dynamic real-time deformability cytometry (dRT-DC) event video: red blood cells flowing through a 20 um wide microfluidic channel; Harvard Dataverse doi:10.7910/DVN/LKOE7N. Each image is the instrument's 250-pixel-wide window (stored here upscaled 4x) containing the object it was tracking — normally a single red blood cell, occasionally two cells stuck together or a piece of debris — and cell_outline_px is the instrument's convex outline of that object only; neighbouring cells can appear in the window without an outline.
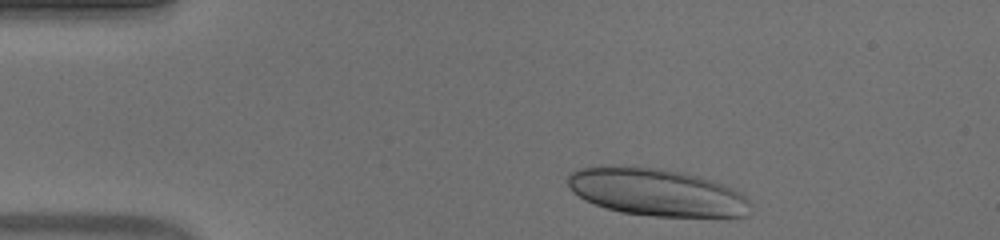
{"species": "human", "species_latin": "Homo sapiens", "temperature_condition": "warm", "stored_images_in_passage": 44, "camera_frame_rate_fps": 3000, "um_per_image_px": 0.085, "donor": {"sex": "male"}, "frame": {"image": 1, "passage_image": 1, "time_ms": 0.0, "image_size_px": [1000, 240], "cell_outline_px": [[748, 216], [656, 216], [620, 212], [584, 200], [572, 192], [568, 184], [568, 172], [580, 168], [652, 168], [684, 172], [700, 176], [724, 184], [740, 192], [748, 200]], "centroid_in_image_um": [55.82, 16.36], "position_along_channel_um": 29.2, "area_um2": 49.42}}
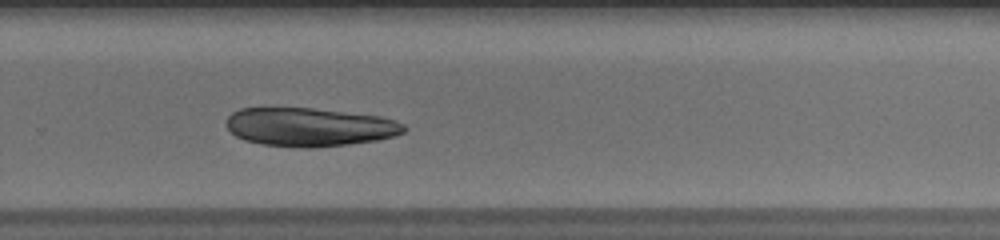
{"frame": {"image": 2, "passage_image": 27, "time_ms": 8.667, "image_size_px": [1000, 240], "cell_outline_px": [[408, 128], [404, 132], [396, 136], [376, 140], [348, 144], [316, 148], [300, 148], [264, 144], [244, 140], [236, 136], [228, 128], [228, 116], [232, 112], [240, 108], [312, 108], [380, 116], [396, 120], [404, 124]], "centroid_in_image_um": [26.35, 10.8], "position_along_channel_um": 303.4, "area_um2": 39.94}}
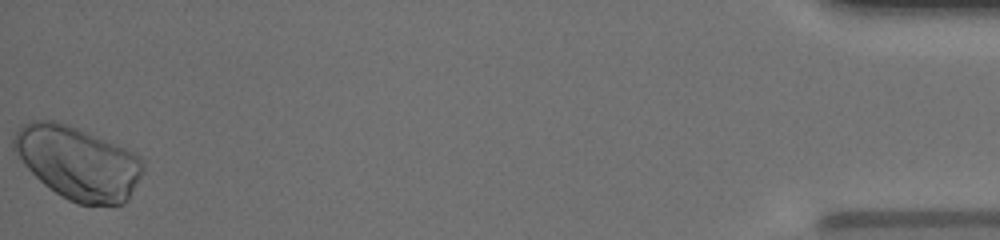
{"frame": {"image": 3, "passage_image": 44, "time_ms": 14.333, "image_size_px": [1000, 240], "cell_outline_px": [[144, 172], [128, 200], [124, 204], [80, 204], [68, 200], [48, 188], [24, 164], [12, 148], [12, 140], [16, 132], [24, 124], [32, 120], [52, 120], [68, 124], [124, 148], [140, 156], [144, 164]], "centroid_in_image_um": [6.63, 13.84], "position_along_channel_um": 428.6, "area_um2": 54.74}, "authors_computed_cell_mechanics": {"area_um2": 42.9454, "velocity_mm_per_s": 3.8641, "shape_relaxation_time_tau1_ms": 3.7478, "shape_relaxation_time_tau2_ms": null, "deformation_change_tau1": 0.0794, "deformation_change_tau2": null}}